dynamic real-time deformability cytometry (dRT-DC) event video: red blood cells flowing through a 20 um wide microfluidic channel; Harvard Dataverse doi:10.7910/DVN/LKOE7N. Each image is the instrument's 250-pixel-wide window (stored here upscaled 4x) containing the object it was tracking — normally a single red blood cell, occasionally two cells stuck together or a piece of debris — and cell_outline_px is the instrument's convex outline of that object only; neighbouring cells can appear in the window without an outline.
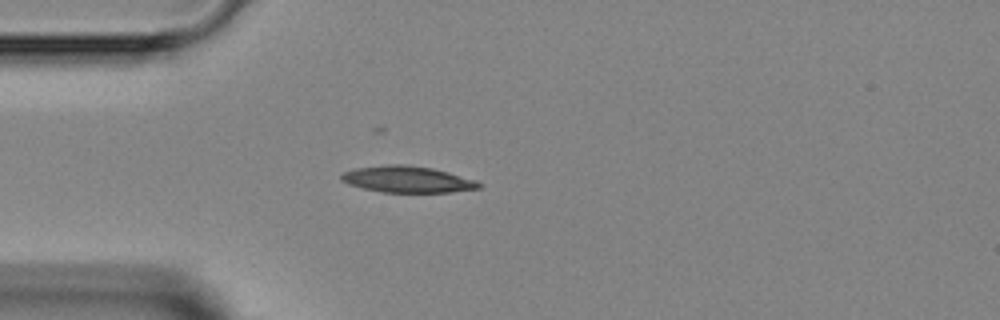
{"species": "Egyptian fruit bat (a non-hibernating species)", "species_latin": "Rousettus aegyptiacus", "temperature_condition": "room temperature", "stored_images_in_passage": 1, "camera_frame_rate_fps": 3000, "um_per_image_px": 0.085, "animal": {"sex": "female"}, "frame": {"image": 1, "passage_image": 1, "time_ms": 0.0, "image_size_px": [1000, 320], "cell_outline_px": [[484, 184], [480, 188], [452, 192], [384, 192], [364, 188], [348, 184], [340, 180], [340, 176], [344, 172], [356, 168], [388, 164], [400, 164], [432, 168], [448, 172], [476, 180]], "centroid_in_image_um": [34.65, 15.24], "position_along_channel_um": 50.3, "area_um2": 21.1}}